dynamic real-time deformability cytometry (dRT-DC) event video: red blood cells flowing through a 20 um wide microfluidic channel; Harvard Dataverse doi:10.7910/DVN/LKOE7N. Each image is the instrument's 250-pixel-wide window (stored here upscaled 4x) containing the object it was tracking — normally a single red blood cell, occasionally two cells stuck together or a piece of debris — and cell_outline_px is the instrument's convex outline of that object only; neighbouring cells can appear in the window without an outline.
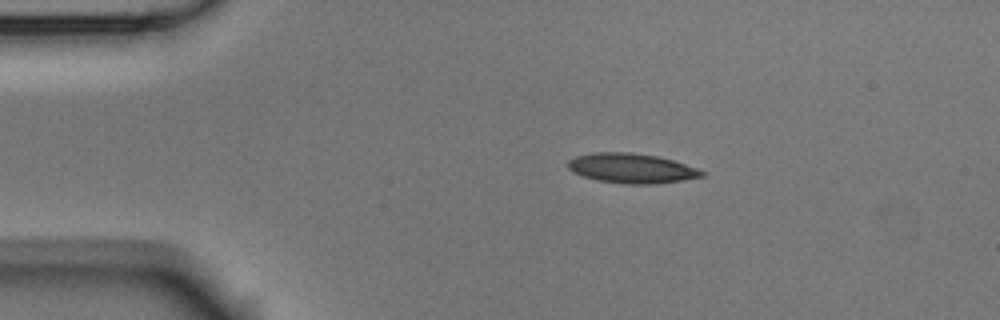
{"species": "Egyptian fruit bat (a non-hibernating species)", "species_latin": "Rousettus aegyptiacus", "temperature_condition": "room temperature", "stored_images_in_passage": 4, "camera_frame_rate_fps": 3000, "um_per_image_px": 0.085, "animal": {"sex": "male"}, "frame": {"image": 1, "passage_image": 2, "time_ms": 0.333, "image_size_px": [1000, 320], "cell_outline_px": [[704, 176], [684, 180], [652, 184], [624, 184], [600, 180], [584, 176], [572, 172], [568, 168], [568, 160], [576, 156], [592, 152], [628, 152], [656, 156], [672, 160], [696, 168], [704, 172]], "centroid_in_image_um": [53.66, 14.3], "position_along_channel_um": 31.3, "area_um2": 23.0}}
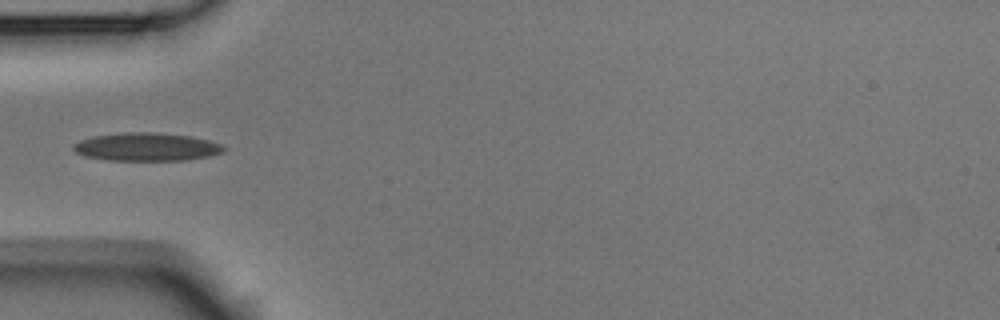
{"frame": {"image": 2, "passage_image": 4, "time_ms": 1.0, "image_size_px": [1000, 320], "cell_outline_px": [[228, 148], [224, 152], [208, 156], [184, 160], [108, 160], [84, 156], [76, 152], [72, 148], [72, 144], [80, 140], [92, 136], [120, 132], [156, 132], [192, 136], [224, 144]], "centroid_in_image_um": [12.47, 12.47], "position_along_channel_um": 72.5, "area_um2": 24.97}}